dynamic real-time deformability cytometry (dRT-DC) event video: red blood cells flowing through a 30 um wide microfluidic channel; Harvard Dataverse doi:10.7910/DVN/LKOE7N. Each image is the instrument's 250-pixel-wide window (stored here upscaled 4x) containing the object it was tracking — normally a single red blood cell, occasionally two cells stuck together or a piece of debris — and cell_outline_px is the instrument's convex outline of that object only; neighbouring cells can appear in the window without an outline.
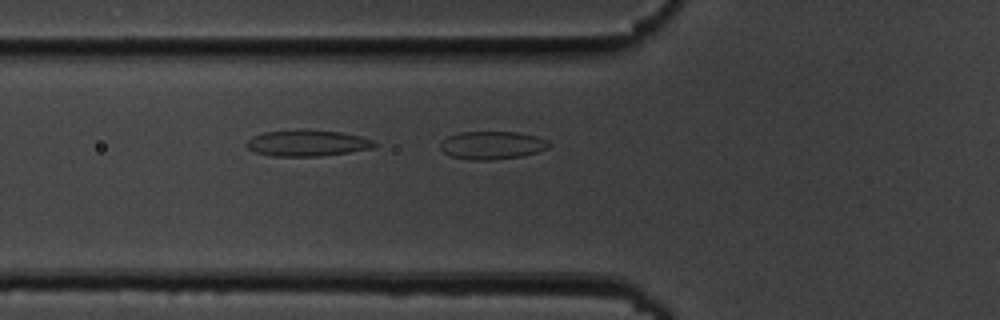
{"species": "common noctule bat (a hibernating species)", "species_latin": "Nyctalus noctula", "temperature_condition": "cold", "stored_images_in_passage": 16, "camera_frame_rate_fps": 3000, "um_per_image_px": 0.085, "animal": {"sex": "male", "body_mass_g": 19.5, "forearm_length_mm": 54.6}, "frame": {"image": 1, "passage_image": 16, "time_ms": 5.0, "image_size_px": [1000, 320], "cell_outline_px": [[552, 144], [548, 148], [524, 156], [492, 160], [472, 160], [452, 156], [444, 152], [440, 148], [440, 144], [448, 136], [460, 132], [516, 132], [536, 136], [548, 140]], "centroid_in_image_um": [41.86, 12.35], "position_along_channel_um": 83.9, "area_um2": 17.74}}